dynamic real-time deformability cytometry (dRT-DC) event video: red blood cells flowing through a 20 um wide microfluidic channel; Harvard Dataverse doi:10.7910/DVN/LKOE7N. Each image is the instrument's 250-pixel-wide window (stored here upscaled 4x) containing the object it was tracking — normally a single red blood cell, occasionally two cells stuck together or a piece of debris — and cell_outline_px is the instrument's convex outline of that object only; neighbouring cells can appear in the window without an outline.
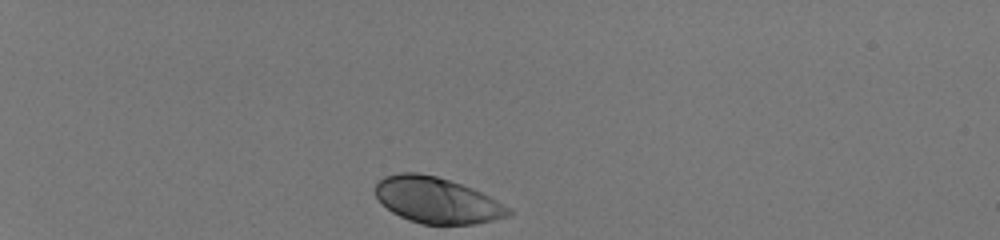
{"species": "human", "species_latin": "Homo sapiens", "temperature_condition": "room temperature", "stored_images_in_passage": 34, "camera_frame_rate_fps": 3000, "um_per_image_px": 0.085, "donor": {"sex": "male"}, "frame": {"image": 1, "passage_image": 1, "time_ms": 0.0, "image_size_px": [1000, 240], "cell_outline_px": [[512, 212], [508, 216], [476, 224], [420, 224], [408, 220], [392, 212], [376, 196], [376, 184], [384, 176], [400, 172], [420, 172], [436, 176], [472, 188], [512, 208]], "centroid_in_image_um": [37.14, 17.02], "position_along_channel_um": 47.9, "area_um2": 35.43}}
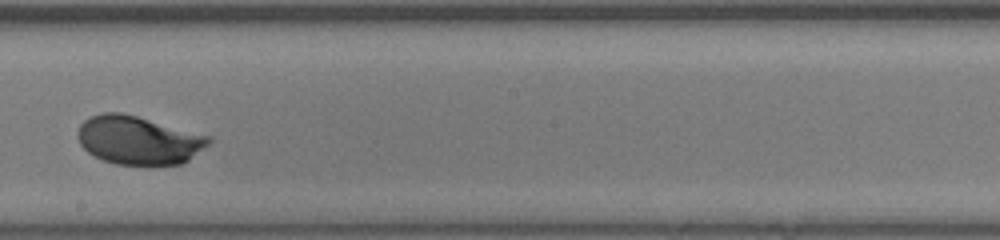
{"frame": {"image": 2, "passage_image": 20, "time_ms": 6.333, "image_size_px": [1000, 240], "cell_outline_px": [[212, 140], [208, 144], [188, 160], [180, 164], [152, 168], [116, 164], [104, 160], [88, 152], [80, 144], [76, 136], [76, 132], [80, 124], [84, 120], [100, 112], [120, 112], [136, 116], [212, 136]], "centroid_in_image_um": [11.77, 11.95], "position_along_channel_um": 236.4, "area_um2": 37.69}}
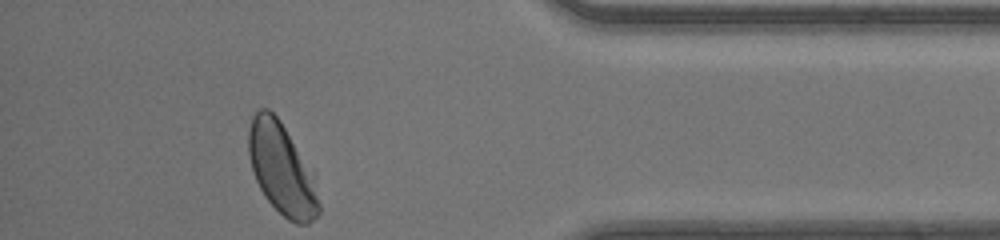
{"frame": {"image": 3, "passage_image": 34, "time_ms": 11.0, "image_size_px": [1000, 240], "cell_outline_px": [[320, 212], [308, 224], [296, 224], [288, 220], [264, 196], [256, 180], [252, 168], [248, 152], [248, 128], [252, 116], [260, 108], [268, 108], [280, 120], [296, 152], [320, 204]], "centroid_in_image_um": [23.82, 14.38], "position_along_channel_um": 411.4, "area_um2": 35.03}, "authors_computed_cell_mechanics": {"area_um2": 36.8475, "velocity_mm_per_s": 4.1467, "shape_relaxation_time_tau1_ms": 2.2709, "shape_relaxation_time_tau2_ms": null, "deformation_change_tau1": 0.1254, "deformation_change_tau2": null}}